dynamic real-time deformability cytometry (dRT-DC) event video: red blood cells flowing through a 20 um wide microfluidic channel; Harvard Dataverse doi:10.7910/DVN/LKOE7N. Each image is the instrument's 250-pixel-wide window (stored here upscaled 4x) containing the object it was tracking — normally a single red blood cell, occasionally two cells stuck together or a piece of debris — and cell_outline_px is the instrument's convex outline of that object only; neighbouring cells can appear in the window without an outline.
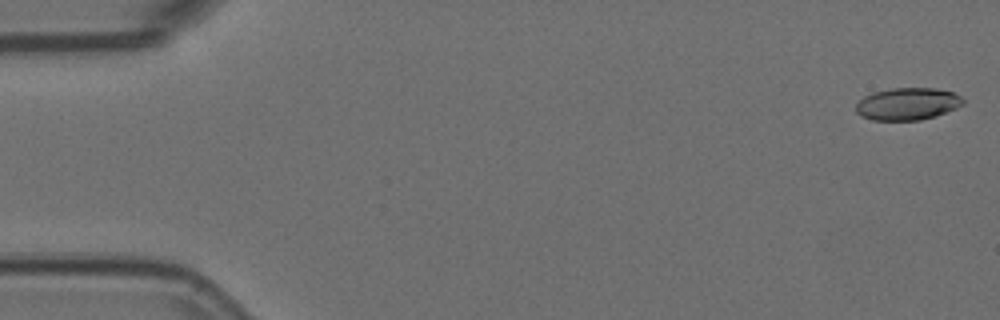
{"species": "Egyptian fruit bat (a non-hibernating species)", "species_latin": "Rousettus aegyptiacus", "temperature_condition": "room temperature", "stored_images_in_passage": 10, "camera_frame_rate_fps": 3000, "um_per_image_px": 0.085, "animal": {"sex": "female"}, "frame": {"image": 1, "passage_image": 1, "time_ms": 0.0, "image_size_px": [1000, 320], "cell_outline_px": [[964, 104], [956, 108], [936, 116], [920, 120], [872, 120], [860, 116], [856, 112], [856, 104], [864, 96], [872, 92], [892, 88], [936, 88], [952, 92], [960, 96], [964, 100]], "centroid_in_image_um": [77.13, 8.83], "position_along_channel_um": 7.9, "area_um2": 20.23}}
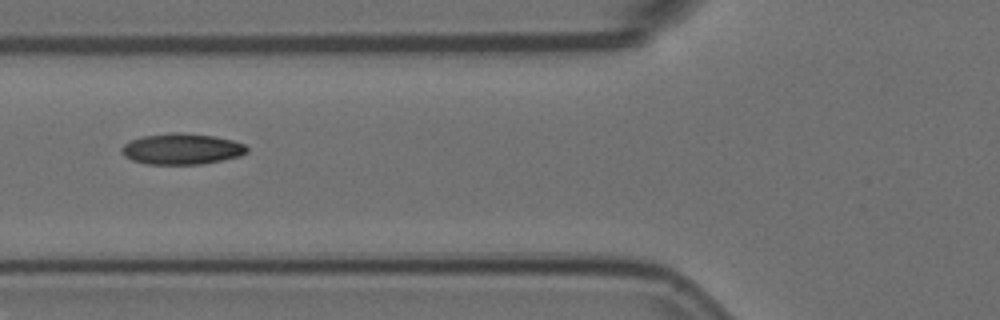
{"frame": {"image": 2, "passage_image": 6, "time_ms": 1.667, "image_size_px": [1000, 320], "cell_outline_px": [[248, 152], [240, 156], [200, 164], [148, 164], [132, 160], [124, 156], [120, 152], [120, 148], [128, 140], [140, 136], [172, 132], [180, 132], [212, 136], [232, 140], [244, 144], [248, 148]], "centroid_in_image_um": [15.39, 12.65], "position_along_channel_um": 110.4, "area_um2": 22.72}}
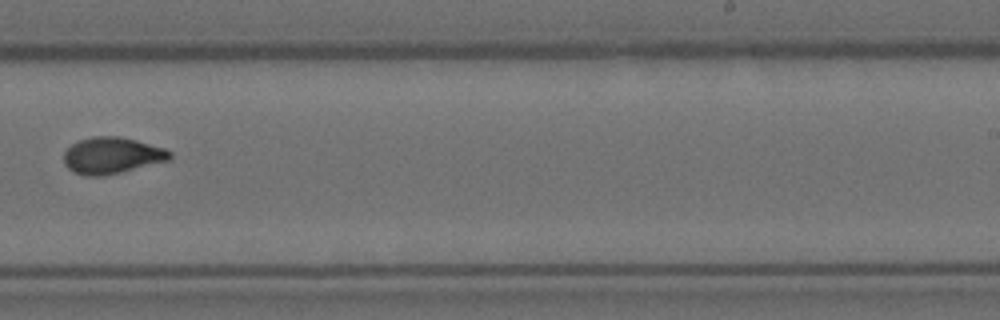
{"frame": {"image": 3, "passage_image": 10, "time_ms": 3.0, "image_size_px": [1000, 320], "cell_outline_px": [[172, 156], [168, 160], [104, 176], [84, 176], [68, 168], [64, 164], [64, 152], [72, 144], [80, 140], [92, 136], [120, 136], [136, 140], [164, 148], [172, 152]], "centroid_in_image_um": [9.49, 13.21], "position_along_channel_um": 279.5, "area_um2": 22.37}}